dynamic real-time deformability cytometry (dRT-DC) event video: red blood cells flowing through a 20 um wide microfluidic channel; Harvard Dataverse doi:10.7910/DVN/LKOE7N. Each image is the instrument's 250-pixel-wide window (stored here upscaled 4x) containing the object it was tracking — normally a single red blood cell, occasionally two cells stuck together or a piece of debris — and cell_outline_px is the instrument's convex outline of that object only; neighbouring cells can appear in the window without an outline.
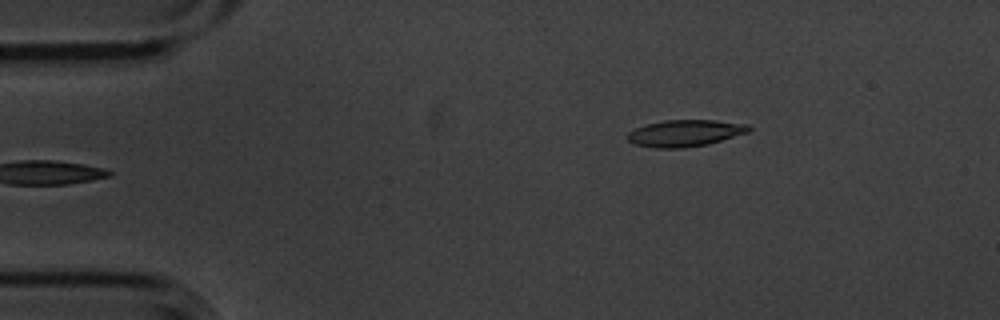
{"species": "common noctule bat (a hibernating species)", "species_latin": "Nyctalus noctula", "temperature_condition": "cold", "stored_images_in_passage": 5, "camera_frame_rate_fps": 3000, "um_per_image_px": 0.085, "animal": {"sex": "male", "body_mass_g": 20.1, "forearm_length_mm": 53.5}, "frame": {"image": 1, "passage_image": 5, "time_ms": 1.333, "image_size_px": [1000, 320], "cell_outline_px": [[752, 128], [748, 132], [708, 144], [684, 148], [656, 148], [636, 144], [628, 140], [628, 132], [636, 128], [648, 124], [664, 120], [716, 120], [748, 124]], "centroid_in_image_um": [58.26, 11.31], "position_along_channel_um": 26.7, "area_um2": 18.73}}